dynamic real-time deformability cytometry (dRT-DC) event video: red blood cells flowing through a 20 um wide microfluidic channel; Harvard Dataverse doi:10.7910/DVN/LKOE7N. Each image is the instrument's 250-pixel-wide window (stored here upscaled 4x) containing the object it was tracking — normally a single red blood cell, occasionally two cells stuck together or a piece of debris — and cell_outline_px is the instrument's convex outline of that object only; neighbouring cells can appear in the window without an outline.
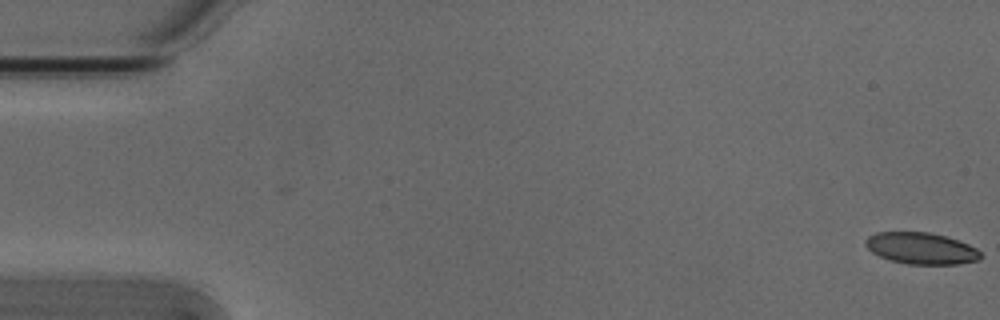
{"species": "Egyptian fruit bat (a non-hibernating species)", "species_latin": "Rousettus aegyptiacus", "temperature_condition": "cold", "stored_images_in_passage": 2, "camera_frame_rate_fps": 3000, "um_per_image_px": 0.085, "animal": {"sex": "male"}, "frame": {"image": 1, "passage_image": 2, "time_ms": 0.333, "image_size_px": [1000, 320], "cell_outline_px": [[984, 256], [980, 260], [956, 264], [908, 264], [892, 260], [880, 256], [872, 252], [864, 244], [864, 240], [868, 236], [876, 232], [928, 232], [944, 236], [968, 244], [976, 248]], "centroid_in_image_um": [78.3, 21.11], "position_along_channel_um": 6.7, "area_um2": 21.1}}